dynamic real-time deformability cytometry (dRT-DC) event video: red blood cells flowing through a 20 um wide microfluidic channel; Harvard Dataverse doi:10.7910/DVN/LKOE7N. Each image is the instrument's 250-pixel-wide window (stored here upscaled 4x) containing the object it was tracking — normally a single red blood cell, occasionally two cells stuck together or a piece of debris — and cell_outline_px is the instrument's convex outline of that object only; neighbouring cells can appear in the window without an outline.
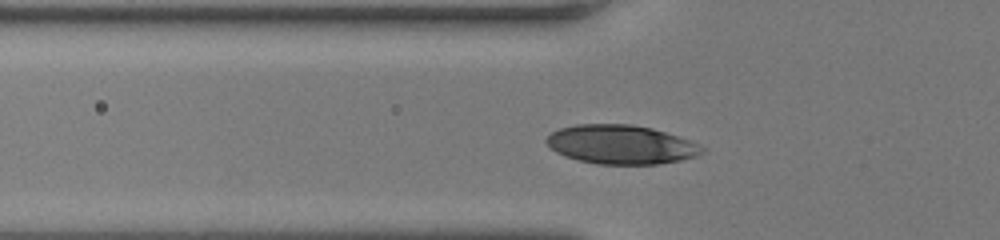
{"species": "human", "species_latin": "Homo sapiens", "temperature_condition": "room temperature", "stored_images_in_passage": 45, "camera_frame_rate_fps": 3000, "um_per_image_px": 0.085, "donor": {"sex": "female"}, "frame": {"image": 1, "passage_image": 9, "time_ms": 2.667, "image_size_px": [1000, 240], "cell_outline_px": [[704, 152], [696, 156], [680, 160], [660, 164], [600, 164], [580, 160], [556, 152], [544, 140], [552, 132], [560, 128], [576, 124], [632, 124], [652, 128], [692, 140], [700, 144], [704, 148]], "centroid_in_image_um": [52.83, 12.27], "position_along_channel_um": 73.0, "area_um2": 35.32}}
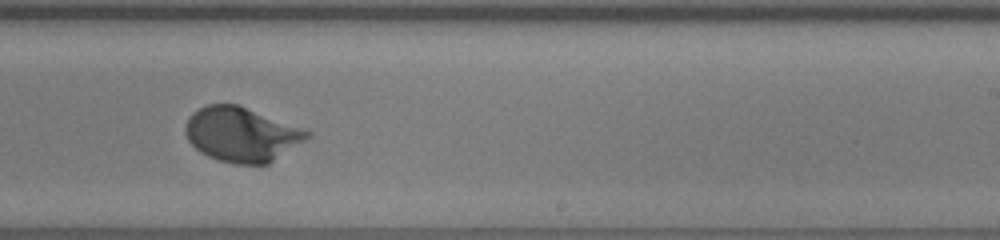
{"frame": {"image": 2, "passage_image": 25, "time_ms": 8.0, "image_size_px": [1000, 240], "cell_outline_px": [[312, 132], [308, 136], [268, 164], [236, 164], [220, 160], [208, 156], [200, 152], [188, 140], [184, 132], [184, 128], [188, 116], [192, 112], [208, 104], [236, 104]], "centroid_in_image_um": [20.45, 11.42], "position_along_channel_um": 268.6, "area_um2": 37.92}}
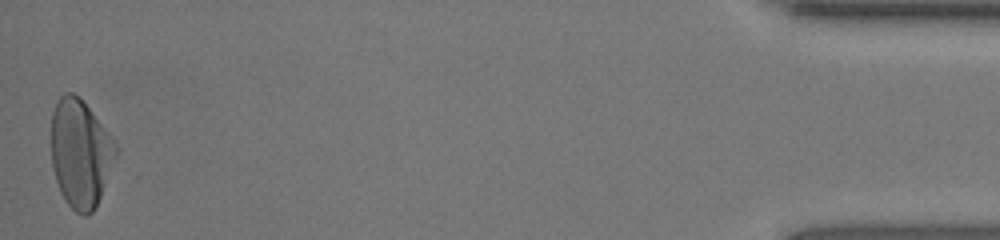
{"frame": {"image": 3, "passage_image": 45, "time_ms": 14.667, "image_size_px": [1000, 240], "cell_outline_px": [[116, 156], [96, 208], [92, 212], [84, 216], [76, 212], [64, 200], [60, 192], [52, 168], [52, 112], [60, 96], [64, 92], [72, 92], [80, 96], [116, 144]], "centroid_in_image_um": [6.81, 13.04], "position_along_channel_um": 428.4, "area_um2": 40.34}, "authors_computed_cell_mechanics": {"area_um2": 37.1076, "velocity_mm_per_s": 3.6955, "shape_relaxation_time_tau1_ms": 2.6544, "shape_relaxation_time_tau2_ms": null, "deformation_change_tau1": 0.1665, "deformation_change_tau2": null}}